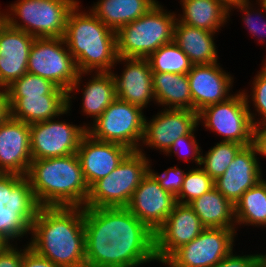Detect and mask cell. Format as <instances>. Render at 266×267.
<instances>
[{"mask_svg":"<svg viewBox=\"0 0 266 267\" xmlns=\"http://www.w3.org/2000/svg\"><path fill=\"white\" fill-rule=\"evenodd\" d=\"M86 267H138L157 261L155 235L126 207H84Z\"/></svg>","mask_w":266,"mask_h":267,"instance_id":"6da1fadb","label":"cell"},{"mask_svg":"<svg viewBox=\"0 0 266 267\" xmlns=\"http://www.w3.org/2000/svg\"><path fill=\"white\" fill-rule=\"evenodd\" d=\"M29 247L60 267H86L83 207H40Z\"/></svg>","mask_w":266,"mask_h":267,"instance_id":"7a4b0ae2","label":"cell"},{"mask_svg":"<svg viewBox=\"0 0 266 267\" xmlns=\"http://www.w3.org/2000/svg\"><path fill=\"white\" fill-rule=\"evenodd\" d=\"M26 177L40 207H83L89 186L76 153L32 160Z\"/></svg>","mask_w":266,"mask_h":267,"instance_id":"3957f363","label":"cell"},{"mask_svg":"<svg viewBox=\"0 0 266 267\" xmlns=\"http://www.w3.org/2000/svg\"><path fill=\"white\" fill-rule=\"evenodd\" d=\"M79 5L78 1L68 14L63 37L77 70L79 73L111 72L118 58L116 32L90 10L83 12Z\"/></svg>","mask_w":266,"mask_h":267,"instance_id":"277c9868","label":"cell"},{"mask_svg":"<svg viewBox=\"0 0 266 267\" xmlns=\"http://www.w3.org/2000/svg\"><path fill=\"white\" fill-rule=\"evenodd\" d=\"M156 3L146 14L116 32L118 57L147 58L173 41L175 13Z\"/></svg>","mask_w":266,"mask_h":267,"instance_id":"5b68a950","label":"cell"},{"mask_svg":"<svg viewBox=\"0 0 266 267\" xmlns=\"http://www.w3.org/2000/svg\"><path fill=\"white\" fill-rule=\"evenodd\" d=\"M39 208L26 176L0 173V236L11 244L30 234Z\"/></svg>","mask_w":266,"mask_h":267,"instance_id":"8992f818","label":"cell"},{"mask_svg":"<svg viewBox=\"0 0 266 267\" xmlns=\"http://www.w3.org/2000/svg\"><path fill=\"white\" fill-rule=\"evenodd\" d=\"M27 73L48 79L68 92L69 110H71V99L74 98L71 93L79 92L83 75H89L78 72L75 60L63 37L35 38L30 49Z\"/></svg>","mask_w":266,"mask_h":267,"instance_id":"52a82bcc","label":"cell"},{"mask_svg":"<svg viewBox=\"0 0 266 267\" xmlns=\"http://www.w3.org/2000/svg\"><path fill=\"white\" fill-rule=\"evenodd\" d=\"M142 148L131 151L109 175L90 187L84 207H126L129 204L135 189L149 172L151 160Z\"/></svg>","mask_w":266,"mask_h":267,"instance_id":"ba28073f","label":"cell"},{"mask_svg":"<svg viewBox=\"0 0 266 267\" xmlns=\"http://www.w3.org/2000/svg\"><path fill=\"white\" fill-rule=\"evenodd\" d=\"M77 2L78 0H17L8 6L9 10L6 9L7 23L35 38L64 37L68 14Z\"/></svg>","mask_w":266,"mask_h":267,"instance_id":"9c48e42d","label":"cell"},{"mask_svg":"<svg viewBox=\"0 0 266 267\" xmlns=\"http://www.w3.org/2000/svg\"><path fill=\"white\" fill-rule=\"evenodd\" d=\"M250 106L243 90L239 91L227 100L206 106L199 111L198 124L202 122L205 128L223 136L221 142L251 145L253 144V124L260 118L255 117L257 113H251Z\"/></svg>","mask_w":266,"mask_h":267,"instance_id":"30bf717a","label":"cell"},{"mask_svg":"<svg viewBox=\"0 0 266 267\" xmlns=\"http://www.w3.org/2000/svg\"><path fill=\"white\" fill-rule=\"evenodd\" d=\"M142 110L116 98L94 123H89L87 133L97 140L138 151L144 136L145 115Z\"/></svg>","mask_w":266,"mask_h":267,"instance_id":"8fae6325","label":"cell"},{"mask_svg":"<svg viewBox=\"0 0 266 267\" xmlns=\"http://www.w3.org/2000/svg\"><path fill=\"white\" fill-rule=\"evenodd\" d=\"M236 231L227 228H205L195 239L177 249L163 265L213 267L233 250Z\"/></svg>","mask_w":266,"mask_h":267,"instance_id":"7c38bea8","label":"cell"},{"mask_svg":"<svg viewBox=\"0 0 266 267\" xmlns=\"http://www.w3.org/2000/svg\"><path fill=\"white\" fill-rule=\"evenodd\" d=\"M56 118L30 125V147L32 160L65 157L77 152L87 133V125L56 121Z\"/></svg>","mask_w":266,"mask_h":267,"instance_id":"4fadbf2b","label":"cell"},{"mask_svg":"<svg viewBox=\"0 0 266 267\" xmlns=\"http://www.w3.org/2000/svg\"><path fill=\"white\" fill-rule=\"evenodd\" d=\"M206 227L189 204L177 203L154 233L155 257L164 263L177 249L195 239Z\"/></svg>","mask_w":266,"mask_h":267,"instance_id":"5bb4252c","label":"cell"},{"mask_svg":"<svg viewBox=\"0 0 266 267\" xmlns=\"http://www.w3.org/2000/svg\"><path fill=\"white\" fill-rule=\"evenodd\" d=\"M176 204V196L164 190L148 172L135 189L126 208L155 233L165 223Z\"/></svg>","mask_w":266,"mask_h":267,"instance_id":"9a60e30c","label":"cell"},{"mask_svg":"<svg viewBox=\"0 0 266 267\" xmlns=\"http://www.w3.org/2000/svg\"><path fill=\"white\" fill-rule=\"evenodd\" d=\"M162 110L151 120L145 117L142 145L165 153L178 138L188 135L199 124L198 113L193 110Z\"/></svg>","mask_w":266,"mask_h":267,"instance_id":"2e32d148","label":"cell"},{"mask_svg":"<svg viewBox=\"0 0 266 267\" xmlns=\"http://www.w3.org/2000/svg\"><path fill=\"white\" fill-rule=\"evenodd\" d=\"M193 111L199 112L206 106L223 102L233 94V77L220 66V63L193 65L187 73Z\"/></svg>","mask_w":266,"mask_h":267,"instance_id":"e0dca14e","label":"cell"},{"mask_svg":"<svg viewBox=\"0 0 266 267\" xmlns=\"http://www.w3.org/2000/svg\"><path fill=\"white\" fill-rule=\"evenodd\" d=\"M130 152L123 145L100 141L86 133L76 154L89 188L109 175Z\"/></svg>","mask_w":266,"mask_h":267,"instance_id":"ac0fdd59","label":"cell"},{"mask_svg":"<svg viewBox=\"0 0 266 267\" xmlns=\"http://www.w3.org/2000/svg\"><path fill=\"white\" fill-rule=\"evenodd\" d=\"M31 161L30 125L9 116L0 125V173L26 176Z\"/></svg>","mask_w":266,"mask_h":267,"instance_id":"d6986e66","label":"cell"},{"mask_svg":"<svg viewBox=\"0 0 266 267\" xmlns=\"http://www.w3.org/2000/svg\"><path fill=\"white\" fill-rule=\"evenodd\" d=\"M253 144L244 146L224 174L214 181V187L233 205L247 190L262 180L260 160Z\"/></svg>","mask_w":266,"mask_h":267,"instance_id":"ffe728a7","label":"cell"},{"mask_svg":"<svg viewBox=\"0 0 266 267\" xmlns=\"http://www.w3.org/2000/svg\"><path fill=\"white\" fill-rule=\"evenodd\" d=\"M120 62L125 64L122 74L118 75L111 71L116 83L117 98L143 110L151 101L156 103L152 70L147 58L118 57L116 65Z\"/></svg>","mask_w":266,"mask_h":267,"instance_id":"44dd1931","label":"cell"},{"mask_svg":"<svg viewBox=\"0 0 266 267\" xmlns=\"http://www.w3.org/2000/svg\"><path fill=\"white\" fill-rule=\"evenodd\" d=\"M35 37L6 23L0 30V87L6 89L27 73Z\"/></svg>","mask_w":266,"mask_h":267,"instance_id":"7402d4cb","label":"cell"},{"mask_svg":"<svg viewBox=\"0 0 266 267\" xmlns=\"http://www.w3.org/2000/svg\"><path fill=\"white\" fill-rule=\"evenodd\" d=\"M10 117L29 125L69 113L68 92L56 87L49 95L7 97Z\"/></svg>","mask_w":266,"mask_h":267,"instance_id":"603a6c76","label":"cell"},{"mask_svg":"<svg viewBox=\"0 0 266 267\" xmlns=\"http://www.w3.org/2000/svg\"><path fill=\"white\" fill-rule=\"evenodd\" d=\"M216 33L189 26L176 20L173 41L188 56L194 65L218 62L217 46L214 43Z\"/></svg>","mask_w":266,"mask_h":267,"instance_id":"cb8c5ba5","label":"cell"},{"mask_svg":"<svg viewBox=\"0 0 266 267\" xmlns=\"http://www.w3.org/2000/svg\"><path fill=\"white\" fill-rule=\"evenodd\" d=\"M156 3L157 0H98L89 10L109 29L117 32L146 14Z\"/></svg>","mask_w":266,"mask_h":267,"instance_id":"d4e9b609","label":"cell"},{"mask_svg":"<svg viewBox=\"0 0 266 267\" xmlns=\"http://www.w3.org/2000/svg\"><path fill=\"white\" fill-rule=\"evenodd\" d=\"M180 4L183 13L177 19L196 28L217 33L230 18L229 8L220 0H185Z\"/></svg>","mask_w":266,"mask_h":267,"instance_id":"484cf974","label":"cell"},{"mask_svg":"<svg viewBox=\"0 0 266 267\" xmlns=\"http://www.w3.org/2000/svg\"><path fill=\"white\" fill-rule=\"evenodd\" d=\"M156 104L166 109L193 110L187 74L152 72Z\"/></svg>","mask_w":266,"mask_h":267,"instance_id":"4316f807","label":"cell"},{"mask_svg":"<svg viewBox=\"0 0 266 267\" xmlns=\"http://www.w3.org/2000/svg\"><path fill=\"white\" fill-rule=\"evenodd\" d=\"M189 206L206 228L237 229L234 205L215 187L191 201Z\"/></svg>","mask_w":266,"mask_h":267,"instance_id":"83f0119b","label":"cell"},{"mask_svg":"<svg viewBox=\"0 0 266 267\" xmlns=\"http://www.w3.org/2000/svg\"><path fill=\"white\" fill-rule=\"evenodd\" d=\"M83 90L82 111L94 121L117 98L116 83L112 72H94Z\"/></svg>","mask_w":266,"mask_h":267,"instance_id":"f1b7e54d","label":"cell"},{"mask_svg":"<svg viewBox=\"0 0 266 267\" xmlns=\"http://www.w3.org/2000/svg\"><path fill=\"white\" fill-rule=\"evenodd\" d=\"M236 225L266 227V180L247 190L234 205Z\"/></svg>","mask_w":266,"mask_h":267,"instance_id":"f546056e","label":"cell"},{"mask_svg":"<svg viewBox=\"0 0 266 267\" xmlns=\"http://www.w3.org/2000/svg\"><path fill=\"white\" fill-rule=\"evenodd\" d=\"M147 60L152 72L158 73L187 74L194 65L174 41L162 45Z\"/></svg>","mask_w":266,"mask_h":267,"instance_id":"4dcf8cb0","label":"cell"},{"mask_svg":"<svg viewBox=\"0 0 266 267\" xmlns=\"http://www.w3.org/2000/svg\"><path fill=\"white\" fill-rule=\"evenodd\" d=\"M244 147L240 143L221 142L211 147L205 155L201 154V168L215 181L222 176L237 153Z\"/></svg>","mask_w":266,"mask_h":267,"instance_id":"1f68e13d","label":"cell"},{"mask_svg":"<svg viewBox=\"0 0 266 267\" xmlns=\"http://www.w3.org/2000/svg\"><path fill=\"white\" fill-rule=\"evenodd\" d=\"M214 187V180L199 166L188 170L184 177L183 186L176 196L177 203L189 204L196 198Z\"/></svg>","mask_w":266,"mask_h":267,"instance_id":"d6a6232c","label":"cell"},{"mask_svg":"<svg viewBox=\"0 0 266 267\" xmlns=\"http://www.w3.org/2000/svg\"><path fill=\"white\" fill-rule=\"evenodd\" d=\"M57 86L43 77L25 73L6 88L7 97L49 95Z\"/></svg>","mask_w":266,"mask_h":267,"instance_id":"836d02e7","label":"cell"},{"mask_svg":"<svg viewBox=\"0 0 266 267\" xmlns=\"http://www.w3.org/2000/svg\"><path fill=\"white\" fill-rule=\"evenodd\" d=\"M257 1L260 4V7L264 10V12H266V3L263 0H257ZM233 8L234 9L236 8L245 14L242 17L243 22L245 23V26H247V29L251 32V34L254 37L258 38V40H259L258 42L264 44L266 41V39H265V36H266V17L265 16H266V14L262 13V12L255 14V12H254L255 9H253V5L251 4L250 0L245 1V2H241L239 4H235L233 6H230L229 7V15H230L231 10H233ZM253 14L255 15V17H252ZM262 14L263 15L265 14V15L262 16ZM256 15L258 17H260V19L264 18V21L262 23L260 22V24H258L259 20L256 17ZM260 21H262V20H260Z\"/></svg>","mask_w":266,"mask_h":267,"instance_id":"e575fe53","label":"cell"},{"mask_svg":"<svg viewBox=\"0 0 266 267\" xmlns=\"http://www.w3.org/2000/svg\"><path fill=\"white\" fill-rule=\"evenodd\" d=\"M260 71V72H259ZM257 75H255L252 81V92L249 96V93H246L243 90L246 101L250 104V101H253L254 111L258 113V117L262 116V119L258 122L266 121V66L263 64L262 68L259 70ZM252 100H250V99Z\"/></svg>","mask_w":266,"mask_h":267,"instance_id":"d590c367","label":"cell"},{"mask_svg":"<svg viewBox=\"0 0 266 267\" xmlns=\"http://www.w3.org/2000/svg\"><path fill=\"white\" fill-rule=\"evenodd\" d=\"M197 126L188 134L185 136H182L180 138H178L169 148L168 150L164 153L168 154V156H171V154H178V157H180L179 159H182V156L180 152L182 151L181 148L184 151V161H189V160H194L195 163H197V167L200 166L201 164V154L203 153V151H201V147L198 145L197 140L195 139V135L194 133L196 132ZM185 146L186 148H183ZM181 150V151H180ZM180 151V152H179ZM188 151V152H187ZM170 154V155H169ZM190 155V156H189Z\"/></svg>","mask_w":266,"mask_h":267,"instance_id":"8d00e7d4","label":"cell"},{"mask_svg":"<svg viewBox=\"0 0 266 267\" xmlns=\"http://www.w3.org/2000/svg\"><path fill=\"white\" fill-rule=\"evenodd\" d=\"M151 165L152 164H150L149 172L157 179L160 186L164 190H167L168 192L177 196L182 189L186 172L176 166L164 170L162 174H158L151 169Z\"/></svg>","mask_w":266,"mask_h":267,"instance_id":"74e56055","label":"cell"},{"mask_svg":"<svg viewBox=\"0 0 266 267\" xmlns=\"http://www.w3.org/2000/svg\"><path fill=\"white\" fill-rule=\"evenodd\" d=\"M213 267H262L261 253L251 255H236L233 250Z\"/></svg>","mask_w":266,"mask_h":267,"instance_id":"f35d334b","label":"cell"},{"mask_svg":"<svg viewBox=\"0 0 266 267\" xmlns=\"http://www.w3.org/2000/svg\"><path fill=\"white\" fill-rule=\"evenodd\" d=\"M21 267H60V266L55 265L49 259L37 254L27 244V246L24 248Z\"/></svg>","mask_w":266,"mask_h":267,"instance_id":"ab89813d","label":"cell"},{"mask_svg":"<svg viewBox=\"0 0 266 267\" xmlns=\"http://www.w3.org/2000/svg\"><path fill=\"white\" fill-rule=\"evenodd\" d=\"M23 254L24 249L19 251L13 243L9 244L0 252V267H21Z\"/></svg>","mask_w":266,"mask_h":267,"instance_id":"60d3db41","label":"cell"},{"mask_svg":"<svg viewBox=\"0 0 266 267\" xmlns=\"http://www.w3.org/2000/svg\"><path fill=\"white\" fill-rule=\"evenodd\" d=\"M253 145L257 155L266 157V121L253 124Z\"/></svg>","mask_w":266,"mask_h":267,"instance_id":"b9f144b4","label":"cell"},{"mask_svg":"<svg viewBox=\"0 0 266 267\" xmlns=\"http://www.w3.org/2000/svg\"><path fill=\"white\" fill-rule=\"evenodd\" d=\"M10 116L9 102L6 89L0 87V125Z\"/></svg>","mask_w":266,"mask_h":267,"instance_id":"7bdbcfd3","label":"cell"},{"mask_svg":"<svg viewBox=\"0 0 266 267\" xmlns=\"http://www.w3.org/2000/svg\"><path fill=\"white\" fill-rule=\"evenodd\" d=\"M220 1H222L229 8L230 6H233L235 4H239L241 2H245L248 0H220Z\"/></svg>","mask_w":266,"mask_h":267,"instance_id":"ee69618b","label":"cell"},{"mask_svg":"<svg viewBox=\"0 0 266 267\" xmlns=\"http://www.w3.org/2000/svg\"><path fill=\"white\" fill-rule=\"evenodd\" d=\"M1 9V8H0ZM6 14L5 11L2 13V11H0V30L1 28L7 23V18H6Z\"/></svg>","mask_w":266,"mask_h":267,"instance_id":"f6af8a7d","label":"cell"},{"mask_svg":"<svg viewBox=\"0 0 266 267\" xmlns=\"http://www.w3.org/2000/svg\"><path fill=\"white\" fill-rule=\"evenodd\" d=\"M8 245L9 243L2 236H0V252H2Z\"/></svg>","mask_w":266,"mask_h":267,"instance_id":"bcb514c9","label":"cell"},{"mask_svg":"<svg viewBox=\"0 0 266 267\" xmlns=\"http://www.w3.org/2000/svg\"><path fill=\"white\" fill-rule=\"evenodd\" d=\"M261 265L262 267H266V253L265 255L263 253L261 254Z\"/></svg>","mask_w":266,"mask_h":267,"instance_id":"7dc6e473","label":"cell"}]
</instances>
